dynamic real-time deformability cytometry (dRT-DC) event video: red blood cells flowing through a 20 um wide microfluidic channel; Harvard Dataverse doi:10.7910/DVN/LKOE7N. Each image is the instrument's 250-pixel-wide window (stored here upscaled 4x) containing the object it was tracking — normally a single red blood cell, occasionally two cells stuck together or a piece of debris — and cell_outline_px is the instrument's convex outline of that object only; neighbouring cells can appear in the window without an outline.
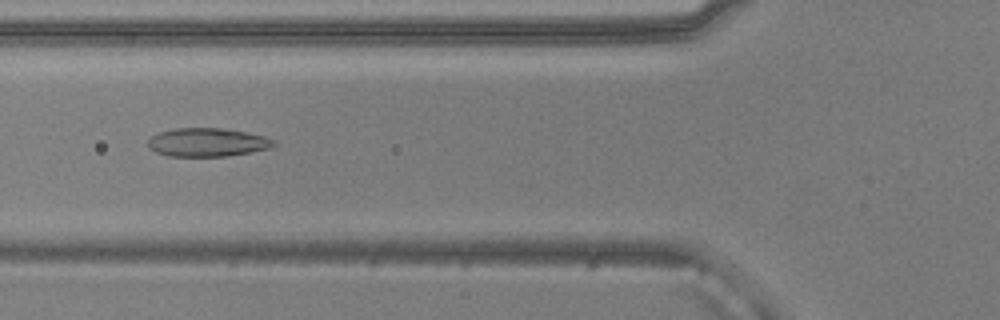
{"species": "common noctule bat (a hibernating species)", "species_latin": "Nyctalus noctula", "temperature_condition": "warm", "stored_images_in_passage": 46, "camera_frame_rate_fps": 3000, "um_per_image_px": 0.085, "animal": {"sex": "male", "body_mass_g": 20.5, "forearm_length_mm": 52.5}, "frame": {"image": 1, "passage_image": 18, "time_ms": 5.667, "image_size_px": [1000, 320], "cell_outline_px": [[276, 144], [272, 148], [252, 152], [228, 156], [168, 156], [156, 152], [148, 148], [148, 140], [152, 136], [160, 132], [172, 128], [220, 128], [244, 132], [264, 136], [276, 140]], "centroid_in_image_um": [17.64, 12.1], "position_along_channel_um": 108.2, "area_um2": 20.98}}
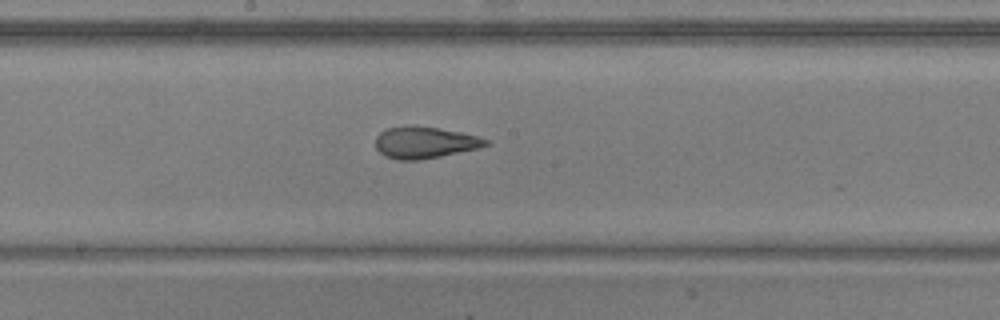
{"frame": {"image": 2, "passage_image": 26, "time_ms": 8.333, "image_size_px": [1000, 320], "cell_outline_px": [[492, 144], [480, 148], [420, 160], [400, 160], [384, 156], [376, 148], [376, 136], [380, 132], [388, 128], [408, 124], [436, 128], [460, 132], [492, 140]], "centroid_in_image_um": [36.12, 12.11], "position_along_channel_um": 212.1, "area_um2": 20.52}}
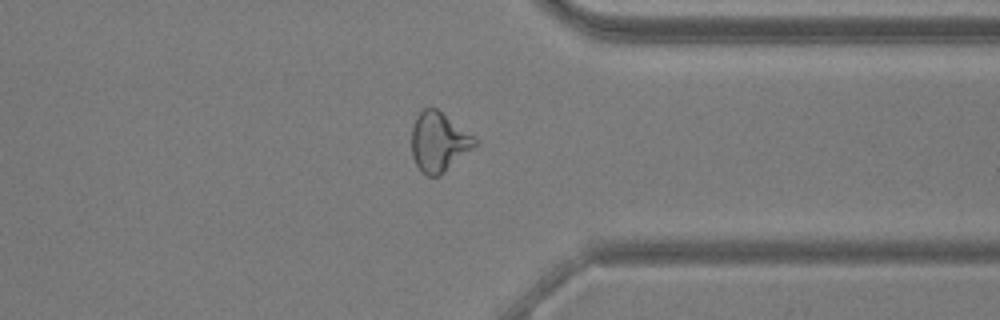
{"frame": {"image": 3, "passage_image": 39, "time_ms": 12.667, "image_size_px": [1000, 320], "cell_outline_px": [[480, 144], [440, 176], [428, 176], [416, 164], [412, 156], [412, 128], [416, 116], [424, 108], [436, 108], [480, 140]], "centroid_in_image_um": [37.35, 12.07], "position_along_channel_um": 374.1, "area_um2": 22.08}, "authors_computed_cell_mechanics": {"area_um2": 21.8484, "velocity_mm_per_s": 3.8748, "shape_relaxation_time_tau1_ms": 9.6021, "shape_relaxation_time_tau2_ms": 1.7074, "deformation_change_tau1": 0.2478, "deformation_change_tau2": 0.089}}